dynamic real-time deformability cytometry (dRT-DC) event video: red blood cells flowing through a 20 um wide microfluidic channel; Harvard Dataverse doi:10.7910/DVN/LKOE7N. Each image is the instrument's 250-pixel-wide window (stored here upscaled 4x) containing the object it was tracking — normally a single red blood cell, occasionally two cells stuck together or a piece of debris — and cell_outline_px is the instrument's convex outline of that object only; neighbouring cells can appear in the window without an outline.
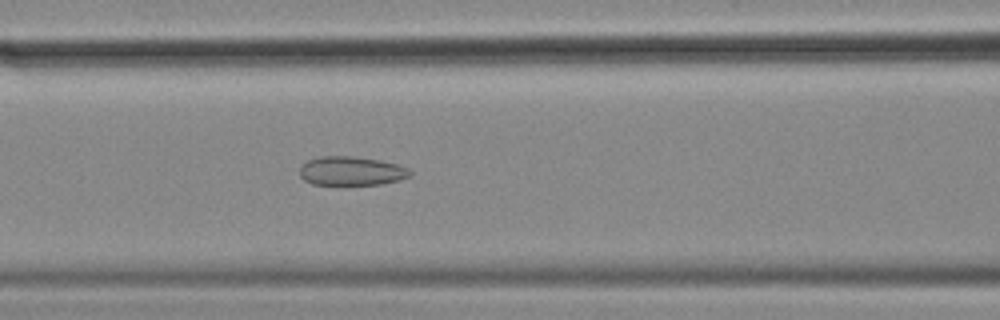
{"species": "common noctule bat (a hibernating species)", "species_latin": "Nyctalus noctula", "temperature_condition": "cold", "stored_images_in_passage": 46, "camera_frame_rate_fps": 3000, "um_per_image_px": 0.085, "animal": {"sex": "female", "body_mass_g": 18.4}, "frame": {"image": 1, "passage_image": 19, "time_ms": 6.0, "image_size_px": [1000, 320], "cell_outline_px": [[412, 172], [408, 176], [400, 180], [380, 184], [312, 184], [304, 180], [300, 176], [300, 168], [308, 160], [320, 156], [352, 156], [380, 160], [396, 164], [408, 168]], "centroid_in_image_um": [29.86, 14.53], "position_along_channel_um": 136.7, "area_um2": 18.44}}
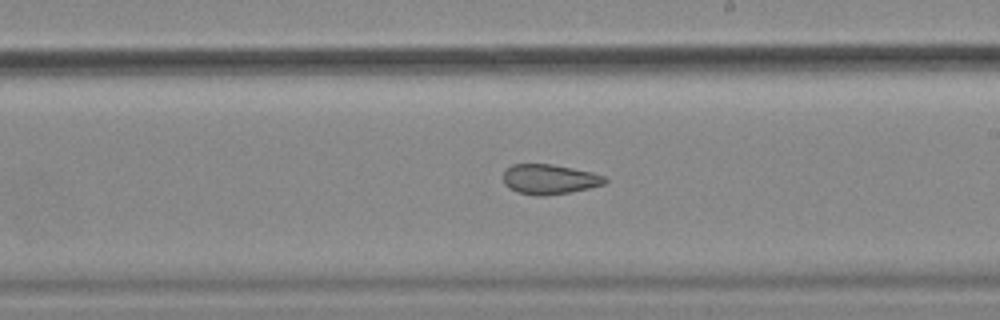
{"frame": {"image": 2, "passage_image": 28, "time_ms": 9.0, "image_size_px": [1000, 320], "cell_outline_px": [[608, 180], [604, 184], [588, 188], [568, 192], [544, 196], [536, 196], [520, 192], [508, 188], [504, 184], [504, 172], [512, 164], [552, 164], [592, 172], [604, 176]], "centroid_in_image_um": [46.7, 15.23], "position_along_channel_um": 242.3, "area_um2": 17.57}}
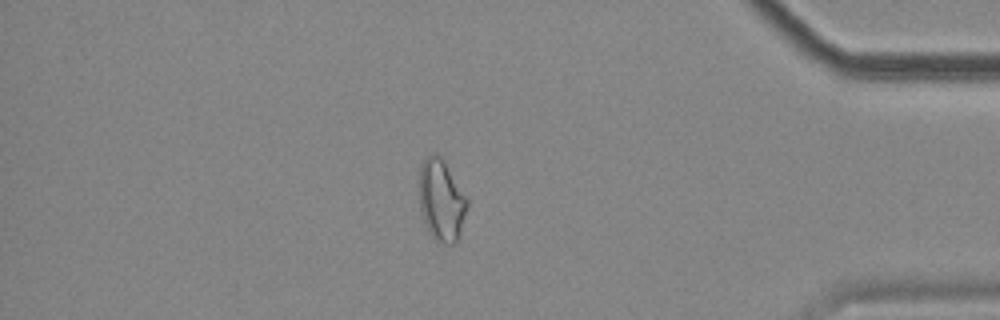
{"frame": {"image": 3, "passage_image": 44, "time_ms": 14.333, "image_size_px": [1000, 320], "cell_outline_px": [[468, 204], [460, 236], [452, 244], [444, 244], [436, 240], [432, 236], [420, 212], [420, 164], [428, 156], [436, 152], [440, 156], [468, 200]], "centroid_in_image_um": [37.52, 17.05], "position_along_channel_um": 397.7, "area_um2": 22.37}}